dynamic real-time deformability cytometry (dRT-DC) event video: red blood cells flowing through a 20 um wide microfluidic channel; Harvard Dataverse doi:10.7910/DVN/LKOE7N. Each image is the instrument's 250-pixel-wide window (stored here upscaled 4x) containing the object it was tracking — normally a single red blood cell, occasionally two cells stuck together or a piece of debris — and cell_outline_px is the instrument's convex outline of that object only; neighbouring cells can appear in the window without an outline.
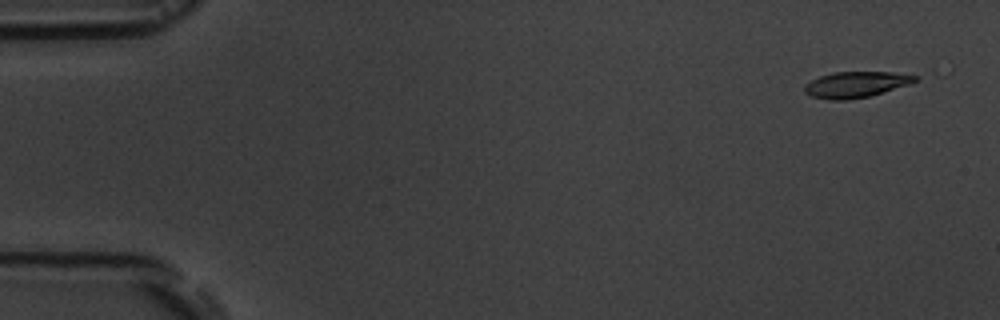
{"species": "common noctule bat (a hibernating species)", "species_latin": "Nyctalus noctula", "temperature_condition": "room temperature", "stored_images_in_passage": 5, "camera_frame_rate_fps": 3000, "um_per_image_px": 0.085, "animal": {"sex": "male", "body_mass_g": 19.5, "forearm_length_mm": 54.6}, "frame": {"image": 1, "passage_image": 1, "time_ms": 0.0, "image_size_px": [1000, 320], "cell_outline_px": [[952, 72], [944, 76], [868, 96], [848, 100], [828, 100], [812, 96], [804, 92], [804, 84], [820, 76], [832, 72], [932, 68], [952, 68]], "centroid_in_image_um": [73.78, 7.0], "position_along_channel_um": 11.2, "area_um2": 20.81}}
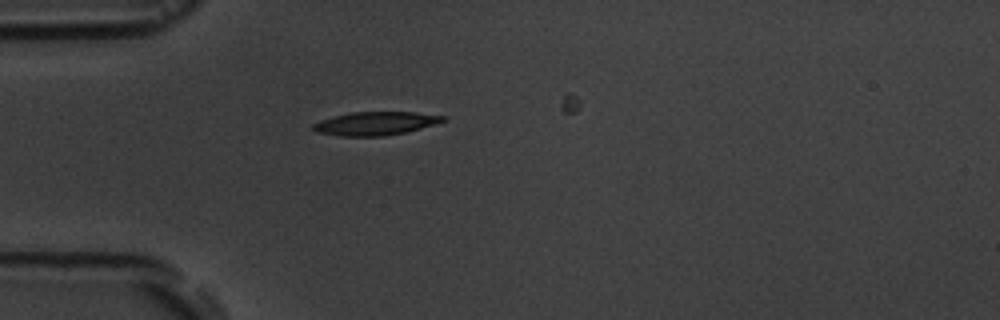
{"frame": {"image": 2, "passage_image": 4, "time_ms": 4.333, "image_size_px": [1000, 320], "cell_outline_px": [[448, 120], [420, 128], [404, 132], [384, 136], [340, 136], [316, 132], [312, 128], [312, 124], [320, 120], [352, 112], [416, 112], [448, 116]], "centroid_in_image_um": [31.94, 10.49], "position_along_channel_um": 53.1, "area_um2": 17.69}}